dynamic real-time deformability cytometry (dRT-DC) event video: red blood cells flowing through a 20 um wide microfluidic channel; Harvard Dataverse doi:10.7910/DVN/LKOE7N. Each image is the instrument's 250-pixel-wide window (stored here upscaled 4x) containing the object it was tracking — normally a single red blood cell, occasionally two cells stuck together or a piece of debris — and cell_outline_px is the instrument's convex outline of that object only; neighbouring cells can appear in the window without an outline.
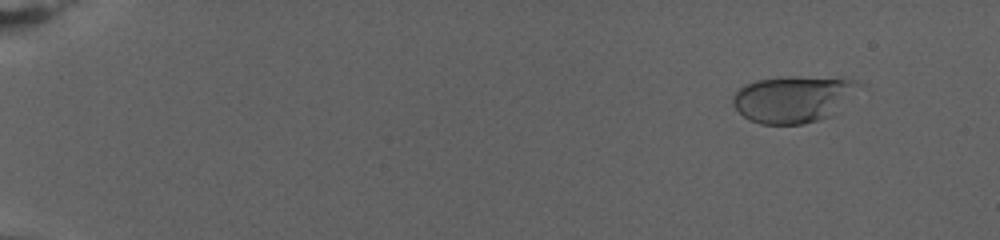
{"species": "human", "species_latin": "Homo sapiens", "temperature_condition": "warm", "stored_images_in_passage": 83, "camera_frame_rate_fps": 3000, "um_per_image_px": 0.085, "donor": {"sex": "female"}, "frame": {"image": 1, "passage_image": 9, "time_ms": 2.667, "image_size_px": [1000, 240], "cell_outline_px": [[864, 84], [832, 116], [804, 124], [760, 124], [748, 120], [732, 104], [732, 96], [744, 84], [756, 80], [788, 76], [796, 76], [856, 80]], "centroid_in_image_um": [67.42, 8.42], "position_along_channel_um": 17.6, "area_um2": 34.45}}
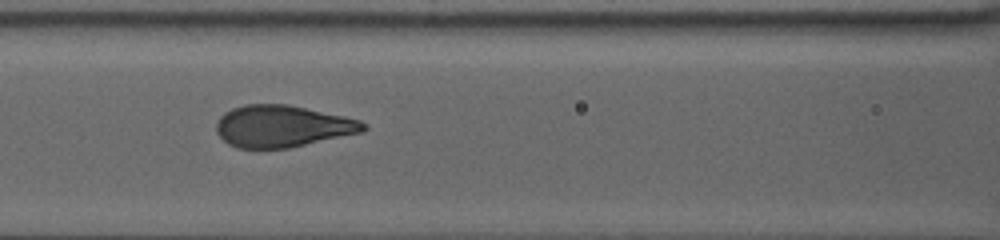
{"frame": {"image": 2, "passage_image": 41, "time_ms": 13.333, "image_size_px": [1000, 240], "cell_outline_px": [[368, 128], [360, 132], [288, 148], [236, 148], [228, 144], [216, 132], [216, 124], [220, 116], [224, 112], [232, 108], [244, 104], [288, 104], [344, 116], [360, 120], [368, 124]], "centroid_in_image_um": [23.97, 10.72], "position_along_channel_um": 142.6, "area_um2": 35.78}}
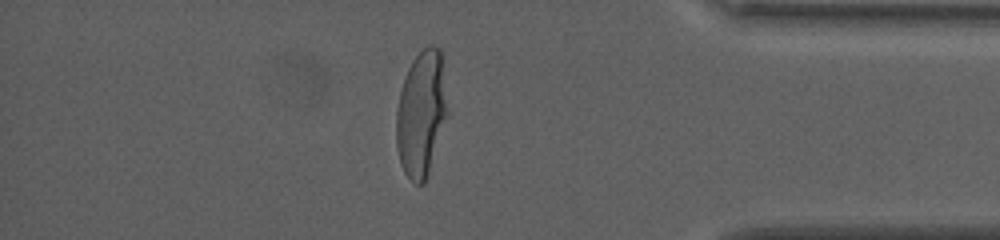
{"frame": {"image": 3, "passage_image": 73, "time_ms": 24.0, "image_size_px": [1000, 240], "cell_outline_px": [[444, 116], [428, 176], [424, 184], [416, 184], [404, 172], [400, 164], [396, 148], [396, 112], [400, 92], [404, 76], [412, 60], [424, 48], [432, 44], [440, 48], [444, 104]], "centroid_in_image_um": [35.72, 9.69], "position_along_channel_um": 399.5, "area_um2": 36.01}, "authors_computed_cell_mechanics": {"area_um2": 35.8938, "velocity_mm_per_s": 2.6136, "shape_relaxation_time_tau1_ms": 6.6086, "shape_relaxation_time_tau2_ms": null, "deformation_change_tau1": 0.2362, "deformation_change_tau2": null}}